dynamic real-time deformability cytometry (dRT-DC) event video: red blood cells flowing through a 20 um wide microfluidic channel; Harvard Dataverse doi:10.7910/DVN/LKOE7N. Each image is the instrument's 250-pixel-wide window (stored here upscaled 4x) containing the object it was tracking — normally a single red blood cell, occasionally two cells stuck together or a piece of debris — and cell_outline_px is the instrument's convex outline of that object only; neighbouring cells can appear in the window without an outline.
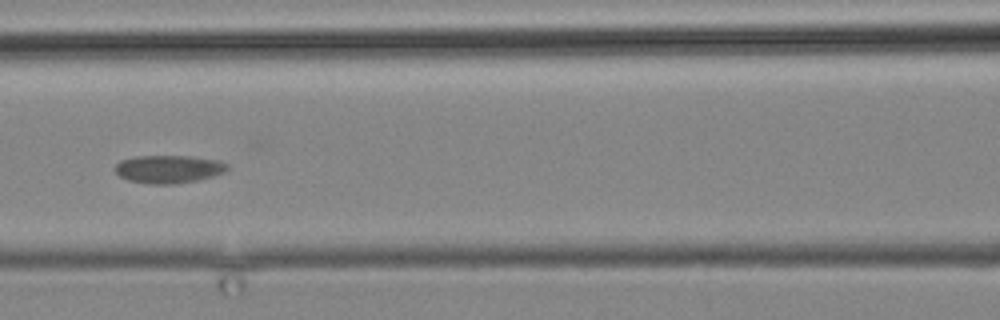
{"species": "common noctule bat (a hibernating species)", "species_latin": "Nyctalus noctula", "temperature_condition": "cold", "stored_images_in_passage": 5, "camera_frame_rate_fps": 3000, "um_per_image_px": 0.085, "animal": {"sex": "male", "body_mass_g": 19.2, "forearm_length_mm": 51.8}, "frame": {"image": 1, "passage_image": 3, "time_ms": 2.333, "image_size_px": [1000, 320], "cell_outline_px": [[228, 168], [224, 172], [212, 176], [196, 180], [172, 184], [152, 184], [128, 180], [120, 176], [116, 172], [116, 164], [120, 160], [136, 156], [192, 156], [216, 160], [228, 164]], "centroid_in_image_um": [14.32, 14.36], "position_along_channel_um": 152.3, "area_um2": 18.09}}
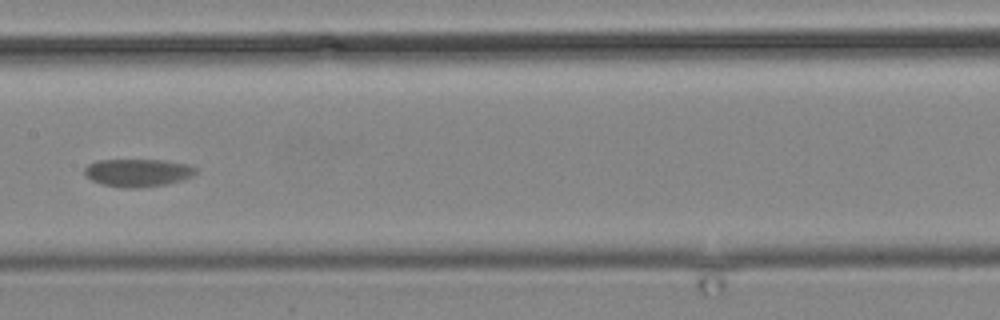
{"frame": {"image": 2, "passage_image": 4, "time_ms": 3.667, "image_size_px": [1000, 320], "cell_outline_px": [[196, 172], [192, 176], [168, 184], [136, 188], [128, 188], [104, 184], [92, 180], [84, 176], [84, 168], [88, 164], [96, 160], [164, 160], [184, 164], [196, 168]], "centroid_in_image_um": [11.67, 14.67], "position_along_channel_um": 195.7, "area_um2": 17.86}}
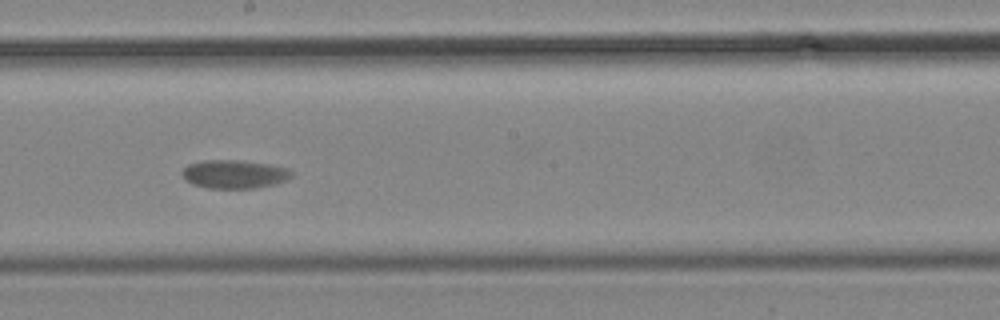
{"frame": {"image": 3, "passage_image": 5, "time_ms": 4.667, "image_size_px": [1000, 320], "cell_outline_px": [[292, 176], [276, 184], [256, 188], [208, 188], [192, 184], [184, 180], [180, 172], [188, 164], [208, 160], [240, 160], [268, 164], [288, 168], [292, 172]], "centroid_in_image_um": [19.89, 14.81], "position_along_channel_um": 228.3, "area_um2": 18.21}}